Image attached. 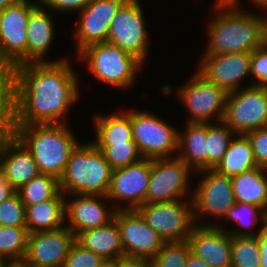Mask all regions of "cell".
Instances as JSON below:
<instances>
[{
    "label": "cell",
    "instance_id": "6da1fadb",
    "mask_svg": "<svg viewBox=\"0 0 267 267\" xmlns=\"http://www.w3.org/2000/svg\"><path fill=\"white\" fill-rule=\"evenodd\" d=\"M70 61L26 63L14 67L16 125L64 123L60 120L79 98Z\"/></svg>",
    "mask_w": 267,
    "mask_h": 267
},
{
    "label": "cell",
    "instance_id": "7a4b0ae2",
    "mask_svg": "<svg viewBox=\"0 0 267 267\" xmlns=\"http://www.w3.org/2000/svg\"><path fill=\"white\" fill-rule=\"evenodd\" d=\"M215 3L218 15L207 26L209 45L204 55L252 52L266 42L259 15L240 10L239 0Z\"/></svg>",
    "mask_w": 267,
    "mask_h": 267
},
{
    "label": "cell",
    "instance_id": "3957f363",
    "mask_svg": "<svg viewBox=\"0 0 267 267\" xmlns=\"http://www.w3.org/2000/svg\"><path fill=\"white\" fill-rule=\"evenodd\" d=\"M16 137L31 152L40 174L62 177L69 156L79 144L64 123L16 125Z\"/></svg>",
    "mask_w": 267,
    "mask_h": 267
},
{
    "label": "cell",
    "instance_id": "277c9868",
    "mask_svg": "<svg viewBox=\"0 0 267 267\" xmlns=\"http://www.w3.org/2000/svg\"><path fill=\"white\" fill-rule=\"evenodd\" d=\"M113 169L92 142L78 144L59 179L60 191L71 194L107 195Z\"/></svg>",
    "mask_w": 267,
    "mask_h": 267
},
{
    "label": "cell",
    "instance_id": "5b68a950",
    "mask_svg": "<svg viewBox=\"0 0 267 267\" xmlns=\"http://www.w3.org/2000/svg\"><path fill=\"white\" fill-rule=\"evenodd\" d=\"M77 55L94 77L116 88L132 87L143 63L134 55L107 42L87 46Z\"/></svg>",
    "mask_w": 267,
    "mask_h": 267
},
{
    "label": "cell",
    "instance_id": "8992f818",
    "mask_svg": "<svg viewBox=\"0 0 267 267\" xmlns=\"http://www.w3.org/2000/svg\"><path fill=\"white\" fill-rule=\"evenodd\" d=\"M245 87L228 93L222 120L237 135L267 127V86Z\"/></svg>",
    "mask_w": 267,
    "mask_h": 267
},
{
    "label": "cell",
    "instance_id": "52a82bcc",
    "mask_svg": "<svg viewBox=\"0 0 267 267\" xmlns=\"http://www.w3.org/2000/svg\"><path fill=\"white\" fill-rule=\"evenodd\" d=\"M190 196L187 203L179 199L143 204L136 211L165 242L187 240L196 225Z\"/></svg>",
    "mask_w": 267,
    "mask_h": 267
},
{
    "label": "cell",
    "instance_id": "ba28073f",
    "mask_svg": "<svg viewBox=\"0 0 267 267\" xmlns=\"http://www.w3.org/2000/svg\"><path fill=\"white\" fill-rule=\"evenodd\" d=\"M36 2L20 0L0 11V65L16 67L27 63L26 26Z\"/></svg>",
    "mask_w": 267,
    "mask_h": 267
},
{
    "label": "cell",
    "instance_id": "9c48e42d",
    "mask_svg": "<svg viewBox=\"0 0 267 267\" xmlns=\"http://www.w3.org/2000/svg\"><path fill=\"white\" fill-rule=\"evenodd\" d=\"M130 120L133 140L143 158L172 157L177 153L179 131L172 125L147 111H130Z\"/></svg>",
    "mask_w": 267,
    "mask_h": 267
},
{
    "label": "cell",
    "instance_id": "30bf717a",
    "mask_svg": "<svg viewBox=\"0 0 267 267\" xmlns=\"http://www.w3.org/2000/svg\"><path fill=\"white\" fill-rule=\"evenodd\" d=\"M143 15L140 1L127 0L111 21L106 42L134 55L144 64L149 41Z\"/></svg>",
    "mask_w": 267,
    "mask_h": 267
},
{
    "label": "cell",
    "instance_id": "8fae6325",
    "mask_svg": "<svg viewBox=\"0 0 267 267\" xmlns=\"http://www.w3.org/2000/svg\"><path fill=\"white\" fill-rule=\"evenodd\" d=\"M185 85L177 94L192 117L187 123L209 124L213 118L216 123L223 120L228 95L223 88L209 82L198 71Z\"/></svg>",
    "mask_w": 267,
    "mask_h": 267
},
{
    "label": "cell",
    "instance_id": "7c38bea8",
    "mask_svg": "<svg viewBox=\"0 0 267 267\" xmlns=\"http://www.w3.org/2000/svg\"><path fill=\"white\" fill-rule=\"evenodd\" d=\"M173 158V159H172ZM193 170L179 157L151 159L149 185L144 204L185 198Z\"/></svg>",
    "mask_w": 267,
    "mask_h": 267
},
{
    "label": "cell",
    "instance_id": "4fadbf2b",
    "mask_svg": "<svg viewBox=\"0 0 267 267\" xmlns=\"http://www.w3.org/2000/svg\"><path fill=\"white\" fill-rule=\"evenodd\" d=\"M205 174L192 191V204L196 224L202 215L224 218L234 205L235 199L231 177L218 173L215 169L196 171Z\"/></svg>",
    "mask_w": 267,
    "mask_h": 267
},
{
    "label": "cell",
    "instance_id": "5bb4252c",
    "mask_svg": "<svg viewBox=\"0 0 267 267\" xmlns=\"http://www.w3.org/2000/svg\"><path fill=\"white\" fill-rule=\"evenodd\" d=\"M113 219L120 231L124 257L152 259L162 248L165 241L136 210H116Z\"/></svg>",
    "mask_w": 267,
    "mask_h": 267
},
{
    "label": "cell",
    "instance_id": "9a60e30c",
    "mask_svg": "<svg viewBox=\"0 0 267 267\" xmlns=\"http://www.w3.org/2000/svg\"><path fill=\"white\" fill-rule=\"evenodd\" d=\"M74 233L66 226L52 231L29 233L22 264L28 267H63Z\"/></svg>",
    "mask_w": 267,
    "mask_h": 267
},
{
    "label": "cell",
    "instance_id": "2e32d148",
    "mask_svg": "<svg viewBox=\"0 0 267 267\" xmlns=\"http://www.w3.org/2000/svg\"><path fill=\"white\" fill-rule=\"evenodd\" d=\"M151 158L115 169L112 172L107 198L128 202V206H118L117 210H136L143 205L149 185Z\"/></svg>",
    "mask_w": 267,
    "mask_h": 267
},
{
    "label": "cell",
    "instance_id": "e0dca14e",
    "mask_svg": "<svg viewBox=\"0 0 267 267\" xmlns=\"http://www.w3.org/2000/svg\"><path fill=\"white\" fill-rule=\"evenodd\" d=\"M197 71L227 93L240 89V82L250 75L251 52L203 55Z\"/></svg>",
    "mask_w": 267,
    "mask_h": 267
},
{
    "label": "cell",
    "instance_id": "ac0fdd59",
    "mask_svg": "<svg viewBox=\"0 0 267 267\" xmlns=\"http://www.w3.org/2000/svg\"><path fill=\"white\" fill-rule=\"evenodd\" d=\"M127 0H92L80 11L77 22V52L95 43L107 41L112 19Z\"/></svg>",
    "mask_w": 267,
    "mask_h": 267
},
{
    "label": "cell",
    "instance_id": "d6986e66",
    "mask_svg": "<svg viewBox=\"0 0 267 267\" xmlns=\"http://www.w3.org/2000/svg\"><path fill=\"white\" fill-rule=\"evenodd\" d=\"M196 224L188 237L191 252L211 267H231V235L216 224Z\"/></svg>",
    "mask_w": 267,
    "mask_h": 267
},
{
    "label": "cell",
    "instance_id": "ffe728a7",
    "mask_svg": "<svg viewBox=\"0 0 267 267\" xmlns=\"http://www.w3.org/2000/svg\"><path fill=\"white\" fill-rule=\"evenodd\" d=\"M74 200L69 202L65 198V219L68 227L76 236L83 230L104 226L111 222L117 210L116 207L107 210L100 198L108 200L107 195L71 194ZM115 208V209H114Z\"/></svg>",
    "mask_w": 267,
    "mask_h": 267
},
{
    "label": "cell",
    "instance_id": "44dd1931",
    "mask_svg": "<svg viewBox=\"0 0 267 267\" xmlns=\"http://www.w3.org/2000/svg\"><path fill=\"white\" fill-rule=\"evenodd\" d=\"M0 171L16 191L40 174L31 152L17 137L6 142L1 149Z\"/></svg>",
    "mask_w": 267,
    "mask_h": 267
},
{
    "label": "cell",
    "instance_id": "7402d4cb",
    "mask_svg": "<svg viewBox=\"0 0 267 267\" xmlns=\"http://www.w3.org/2000/svg\"><path fill=\"white\" fill-rule=\"evenodd\" d=\"M47 12V8L38 0V4L30 11L27 21V63L58 62L57 60H44L45 54L53 42L54 19Z\"/></svg>",
    "mask_w": 267,
    "mask_h": 267
},
{
    "label": "cell",
    "instance_id": "603a6c76",
    "mask_svg": "<svg viewBox=\"0 0 267 267\" xmlns=\"http://www.w3.org/2000/svg\"><path fill=\"white\" fill-rule=\"evenodd\" d=\"M75 241L105 261H119L124 257L120 231L114 219L104 226L83 230L75 236Z\"/></svg>",
    "mask_w": 267,
    "mask_h": 267
},
{
    "label": "cell",
    "instance_id": "cb8c5ba5",
    "mask_svg": "<svg viewBox=\"0 0 267 267\" xmlns=\"http://www.w3.org/2000/svg\"><path fill=\"white\" fill-rule=\"evenodd\" d=\"M65 197L59 191L50 200L25 206L28 232L52 231L65 226Z\"/></svg>",
    "mask_w": 267,
    "mask_h": 267
},
{
    "label": "cell",
    "instance_id": "d4e9b609",
    "mask_svg": "<svg viewBox=\"0 0 267 267\" xmlns=\"http://www.w3.org/2000/svg\"><path fill=\"white\" fill-rule=\"evenodd\" d=\"M186 125L187 128L183 134L181 131L178 132L176 156L194 172L207 169V124L187 123Z\"/></svg>",
    "mask_w": 267,
    "mask_h": 267
},
{
    "label": "cell",
    "instance_id": "484cf974",
    "mask_svg": "<svg viewBox=\"0 0 267 267\" xmlns=\"http://www.w3.org/2000/svg\"><path fill=\"white\" fill-rule=\"evenodd\" d=\"M267 171L255 167L231 177L236 202L256 205L267 213Z\"/></svg>",
    "mask_w": 267,
    "mask_h": 267
},
{
    "label": "cell",
    "instance_id": "4316f807",
    "mask_svg": "<svg viewBox=\"0 0 267 267\" xmlns=\"http://www.w3.org/2000/svg\"><path fill=\"white\" fill-rule=\"evenodd\" d=\"M106 116L94 117L96 140L94 145H114L133 140L130 111H120Z\"/></svg>",
    "mask_w": 267,
    "mask_h": 267
},
{
    "label": "cell",
    "instance_id": "83f0119b",
    "mask_svg": "<svg viewBox=\"0 0 267 267\" xmlns=\"http://www.w3.org/2000/svg\"><path fill=\"white\" fill-rule=\"evenodd\" d=\"M257 166L247 136L235 134V138L231 139L222 160L214 169L227 177H233Z\"/></svg>",
    "mask_w": 267,
    "mask_h": 267
},
{
    "label": "cell",
    "instance_id": "f1b7e54d",
    "mask_svg": "<svg viewBox=\"0 0 267 267\" xmlns=\"http://www.w3.org/2000/svg\"><path fill=\"white\" fill-rule=\"evenodd\" d=\"M28 235L27 227L0 225V262L8 266L20 264L26 254Z\"/></svg>",
    "mask_w": 267,
    "mask_h": 267
},
{
    "label": "cell",
    "instance_id": "f546056e",
    "mask_svg": "<svg viewBox=\"0 0 267 267\" xmlns=\"http://www.w3.org/2000/svg\"><path fill=\"white\" fill-rule=\"evenodd\" d=\"M266 218L267 213L262 208L256 205L236 201L224 216V219H230L235 224H238L241 228H244L240 230L232 229V231H227L230 235L234 236H257L261 231L264 230ZM259 221L260 223L262 221L261 229H259L258 232L250 230L255 224L259 223Z\"/></svg>",
    "mask_w": 267,
    "mask_h": 267
},
{
    "label": "cell",
    "instance_id": "4dcf8cb0",
    "mask_svg": "<svg viewBox=\"0 0 267 267\" xmlns=\"http://www.w3.org/2000/svg\"><path fill=\"white\" fill-rule=\"evenodd\" d=\"M60 191L59 180L49 174H39L16 192L25 206L36 205L52 199Z\"/></svg>",
    "mask_w": 267,
    "mask_h": 267
},
{
    "label": "cell",
    "instance_id": "1f68e13d",
    "mask_svg": "<svg viewBox=\"0 0 267 267\" xmlns=\"http://www.w3.org/2000/svg\"><path fill=\"white\" fill-rule=\"evenodd\" d=\"M212 123V124H211ZM207 124V169H214L222 160L235 133L223 122Z\"/></svg>",
    "mask_w": 267,
    "mask_h": 267
},
{
    "label": "cell",
    "instance_id": "d6a6232c",
    "mask_svg": "<svg viewBox=\"0 0 267 267\" xmlns=\"http://www.w3.org/2000/svg\"><path fill=\"white\" fill-rule=\"evenodd\" d=\"M257 236L231 235V267H260Z\"/></svg>",
    "mask_w": 267,
    "mask_h": 267
},
{
    "label": "cell",
    "instance_id": "836d02e7",
    "mask_svg": "<svg viewBox=\"0 0 267 267\" xmlns=\"http://www.w3.org/2000/svg\"><path fill=\"white\" fill-rule=\"evenodd\" d=\"M94 146L103 152L106 161L113 170L136 163L143 158L134 141Z\"/></svg>",
    "mask_w": 267,
    "mask_h": 267
},
{
    "label": "cell",
    "instance_id": "e575fe53",
    "mask_svg": "<svg viewBox=\"0 0 267 267\" xmlns=\"http://www.w3.org/2000/svg\"><path fill=\"white\" fill-rule=\"evenodd\" d=\"M190 251L188 240L164 242L151 259L152 267H185Z\"/></svg>",
    "mask_w": 267,
    "mask_h": 267
},
{
    "label": "cell",
    "instance_id": "d590c367",
    "mask_svg": "<svg viewBox=\"0 0 267 267\" xmlns=\"http://www.w3.org/2000/svg\"><path fill=\"white\" fill-rule=\"evenodd\" d=\"M25 205L19 194L15 192L0 203V225L11 227H27Z\"/></svg>",
    "mask_w": 267,
    "mask_h": 267
},
{
    "label": "cell",
    "instance_id": "8d00e7d4",
    "mask_svg": "<svg viewBox=\"0 0 267 267\" xmlns=\"http://www.w3.org/2000/svg\"><path fill=\"white\" fill-rule=\"evenodd\" d=\"M105 262L101 256L84 249L75 241L69 249L63 267H102Z\"/></svg>",
    "mask_w": 267,
    "mask_h": 267
},
{
    "label": "cell",
    "instance_id": "74e56055",
    "mask_svg": "<svg viewBox=\"0 0 267 267\" xmlns=\"http://www.w3.org/2000/svg\"><path fill=\"white\" fill-rule=\"evenodd\" d=\"M0 124L16 137L15 92H0Z\"/></svg>",
    "mask_w": 267,
    "mask_h": 267
},
{
    "label": "cell",
    "instance_id": "f35d334b",
    "mask_svg": "<svg viewBox=\"0 0 267 267\" xmlns=\"http://www.w3.org/2000/svg\"><path fill=\"white\" fill-rule=\"evenodd\" d=\"M250 75L257 80L251 86H267V41L251 52Z\"/></svg>",
    "mask_w": 267,
    "mask_h": 267
},
{
    "label": "cell",
    "instance_id": "ab89813d",
    "mask_svg": "<svg viewBox=\"0 0 267 267\" xmlns=\"http://www.w3.org/2000/svg\"><path fill=\"white\" fill-rule=\"evenodd\" d=\"M251 143L258 167L267 168V127H262L245 134Z\"/></svg>",
    "mask_w": 267,
    "mask_h": 267
},
{
    "label": "cell",
    "instance_id": "60d3db41",
    "mask_svg": "<svg viewBox=\"0 0 267 267\" xmlns=\"http://www.w3.org/2000/svg\"><path fill=\"white\" fill-rule=\"evenodd\" d=\"M92 0H39L42 6L49 8L51 12H66L77 11L80 12L86 8Z\"/></svg>",
    "mask_w": 267,
    "mask_h": 267
},
{
    "label": "cell",
    "instance_id": "b9f144b4",
    "mask_svg": "<svg viewBox=\"0 0 267 267\" xmlns=\"http://www.w3.org/2000/svg\"><path fill=\"white\" fill-rule=\"evenodd\" d=\"M0 92H15L14 69L0 65Z\"/></svg>",
    "mask_w": 267,
    "mask_h": 267
},
{
    "label": "cell",
    "instance_id": "7bdbcfd3",
    "mask_svg": "<svg viewBox=\"0 0 267 267\" xmlns=\"http://www.w3.org/2000/svg\"><path fill=\"white\" fill-rule=\"evenodd\" d=\"M257 237L261 256L260 267H267V232L263 230L257 235Z\"/></svg>",
    "mask_w": 267,
    "mask_h": 267
},
{
    "label": "cell",
    "instance_id": "ee69618b",
    "mask_svg": "<svg viewBox=\"0 0 267 267\" xmlns=\"http://www.w3.org/2000/svg\"><path fill=\"white\" fill-rule=\"evenodd\" d=\"M121 267H152L151 259L126 258L121 259Z\"/></svg>",
    "mask_w": 267,
    "mask_h": 267
},
{
    "label": "cell",
    "instance_id": "f6af8a7d",
    "mask_svg": "<svg viewBox=\"0 0 267 267\" xmlns=\"http://www.w3.org/2000/svg\"><path fill=\"white\" fill-rule=\"evenodd\" d=\"M16 190L11 186V184L0 175V203L10 196H12Z\"/></svg>",
    "mask_w": 267,
    "mask_h": 267
},
{
    "label": "cell",
    "instance_id": "bcb514c9",
    "mask_svg": "<svg viewBox=\"0 0 267 267\" xmlns=\"http://www.w3.org/2000/svg\"><path fill=\"white\" fill-rule=\"evenodd\" d=\"M185 267H211L202 258L195 255L193 252H189Z\"/></svg>",
    "mask_w": 267,
    "mask_h": 267
},
{
    "label": "cell",
    "instance_id": "7dc6e473",
    "mask_svg": "<svg viewBox=\"0 0 267 267\" xmlns=\"http://www.w3.org/2000/svg\"><path fill=\"white\" fill-rule=\"evenodd\" d=\"M258 7H262V9H265V11L267 10V1L263 2V3H259ZM260 18V22H261V30H262V34L265 38V40L267 41V17H263V16H259Z\"/></svg>",
    "mask_w": 267,
    "mask_h": 267
},
{
    "label": "cell",
    "instance_id": "c3c4849f",
    "mask_svg": "<svg viewBox=\"0 0 267 267\" xmlns=\"http://www.w3.org/2000/svg\"><path fill=\"white\" fill-rule=\"evenodd\" d=\"M13 136L0 124V151L4 144L10 141Z\"/></svg>",
    "mask_w": 267,
    "mask_h": 267
},
{
    "label": "cell",
    "instance_id": "681fc988",
    "mask_svg": "<svg viewBox=\"0 0 267 267\" xmlns=\"http://www.w3.org/2000/svg\"><path fill=\"white\" fill-rule=\"evenodd\" d=\"M20 0H0V11L8 8L9 6L16 4Z\"/></svg>",
    "mask_w": 267,
    "mask_h": 267
},
{
    "label": "cell",
    "instance_id": "f907efd6",
    "mask_svg": "<svg viewBox=\"0 0 267 267\" xmlns=\"http://www.w3.org/2000/svg\"><path fill=\"white\" fill-rule=\"evenodd\" d=\"M102 267H121V260L119 261H106Z\"/></svg>",
    "mask_w": 267,
    "mask_h": 267
},
{
    "label": "cell",
    "instance_id": "816d5d0a",
    "mask_svg": "<svg viewBox=\"0 0 267 267\" xmlns=\"http://www.w3.org/2000/svg\"><path fill=\"white\" fill-rule=\"evenodd\" d=\"M250 1H253L254 5L257 6L259 3L266 2L267 0H250Z\"/></svg>",
    "mask_w": 267,
    "mask_h": 267
},
{
    "label": "cell",
    "instance_id": "f5cc1de1",
    "mask_svg": "<svg viewBox=\"0 0 267 267\" xmlns=\"http://www.w3.org/2000/svg\"><path fill=\"white\" fill-rule=\"evenodd\" d=\"M12 267H28V266L20 263V264L13 265Z\"/></svg>",
    "mask_w": 267,
    "mask_h": 267
},
{
    "label": "cell",
    "instance_id": "db71d44e",
    "mask_svg": "<svg viewBox=\"0 0 267 267\" xmlns=\"http://www.w3.org/2000/svg\"><path fill=\"white\" fill-rule=\"evenodd\" d=\"M264 230L267 232V218H266V221L264 223Z\"/></svg>",
    "mask_w": 267,
    "mask_h": 267
},
{
    "label": "cell",
    "instance_id": "11a10c76",
    "mask_svg": "<svg viewBox=\"0 0 267 267\" xmlns=\"http://www.w3.org/2000/svg\"><path fill=\"white\" fill-rule=\"evenodd\" d=\"M0 267H8V265H6V264L3 263V262H0Z\"/></svg>",
    "mask_w": 267,
    "mask_h": 267
}]
</instances>
